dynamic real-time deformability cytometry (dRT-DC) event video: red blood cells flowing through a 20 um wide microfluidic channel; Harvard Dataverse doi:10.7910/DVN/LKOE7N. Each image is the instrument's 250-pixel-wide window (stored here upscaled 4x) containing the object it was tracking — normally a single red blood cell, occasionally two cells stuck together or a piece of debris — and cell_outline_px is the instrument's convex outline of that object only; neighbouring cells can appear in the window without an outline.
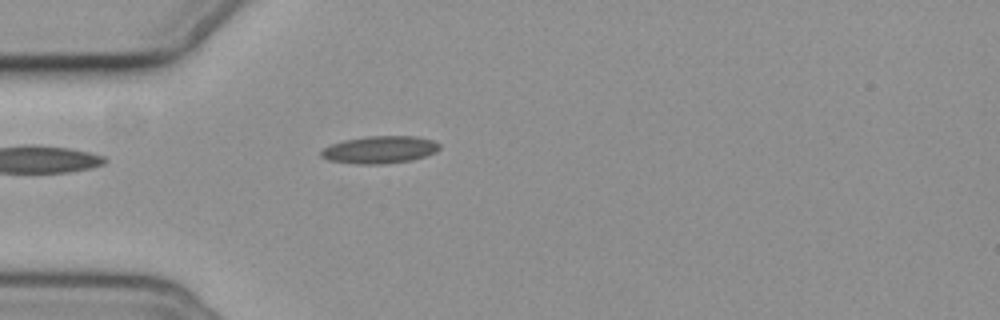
{"species": "common noctule bat (a hibernating species)", "species_latin": "Nyctalus noctula", "temperature_condition": "cold", "stored_images_in_passage": 2, "camera_frame_rate_fps": 3000, "um_per_image_px": 0.085, "animal": {"sex": "female", "body_mass_g": 19.3, "forearm_length_mm": 54.1}, "frame": {"image": 1, "passage_image": 2, "time_ms": 1.333, "image_size_px": [1000, 320], "cell_outline_px": [[440, 148], [436, 152], [412, 160], [384, 164], [356, 164], [328, 160], [320, 156], [320, 152], [324, 148], [332, 144], [344, 140], [368, 136], [416, 136], [432, 140], [440, 144]], "centroid_in_image_um": [32.28, 12.73], "position_along_channel_um": 52.7, "area_um2": 18.9}}